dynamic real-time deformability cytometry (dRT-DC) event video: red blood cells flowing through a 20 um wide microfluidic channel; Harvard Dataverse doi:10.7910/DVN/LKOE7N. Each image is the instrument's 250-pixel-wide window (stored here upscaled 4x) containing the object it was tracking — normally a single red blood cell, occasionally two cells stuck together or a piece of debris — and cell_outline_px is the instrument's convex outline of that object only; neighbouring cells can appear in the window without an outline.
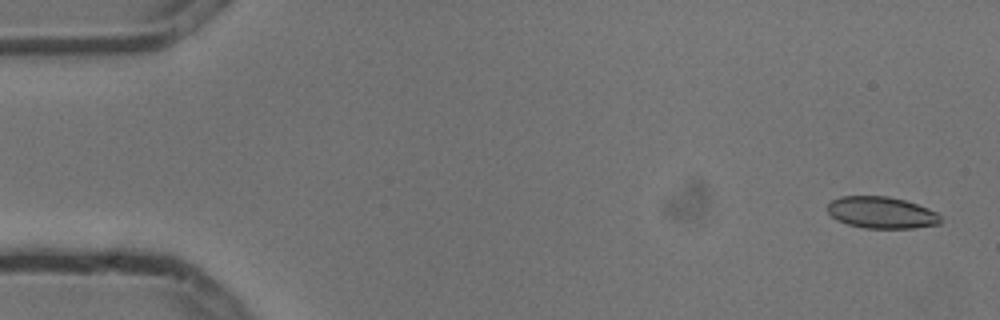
{"species": "common noctule bat (a hibernating species)", "species_latin": "Nyctalus noctula", "temperature_condition": "cold", "stored_images_in_passage": 5, "camera_frame_rate_fps": 3000, "um_per_image_px": 0.085, "animal": {"sex": "male", "body_mass_g": 13.3}, "frame": {"image": 1, "passage_image": 1, "time_ms": 0.0, "image_size_px": [1000, 320], "cell_outline_px": [[940, 224], [912, 228], [864, 228], [848, 224], [836, 220], [828, 212], [828, 204], [832, 200], [840, 196], [888, 196], [904, 200], [928, 208], [936, 212], [940, 216]], "centroid_in_image_um": [74.91, 18.07], "position_along_channel_um": 10.1, "area_um2": 20.81}}
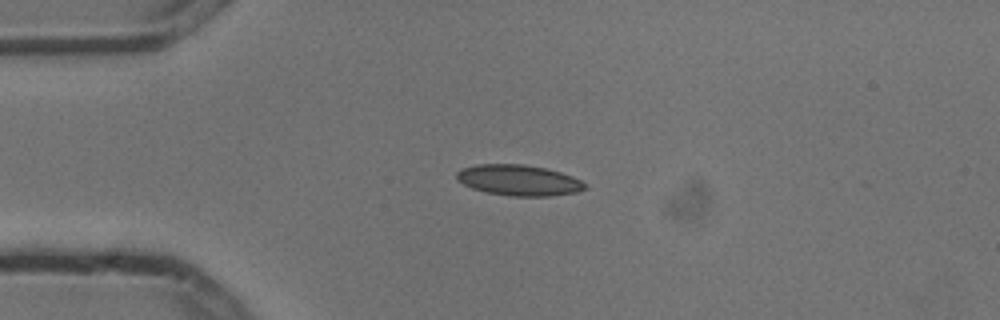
{"frame": {"image": 2, "passage_image": 4, "time_ms": 1.0, "image_size_px": [1000, 320], "cell_outline_px": [[588, 188], [576, 192], [552, 196], [512, 196], [484, 192], [472, 188], [456, 180], [456, 172], [464, 168], [476, 164], [524, 164], [544, 168], [560, 172], [572, 176], [588, 184]], "centroid_in_image_um": [44.1, 15.32], "position_along_channel_um": 40.9, "area_um2": 23.12}}